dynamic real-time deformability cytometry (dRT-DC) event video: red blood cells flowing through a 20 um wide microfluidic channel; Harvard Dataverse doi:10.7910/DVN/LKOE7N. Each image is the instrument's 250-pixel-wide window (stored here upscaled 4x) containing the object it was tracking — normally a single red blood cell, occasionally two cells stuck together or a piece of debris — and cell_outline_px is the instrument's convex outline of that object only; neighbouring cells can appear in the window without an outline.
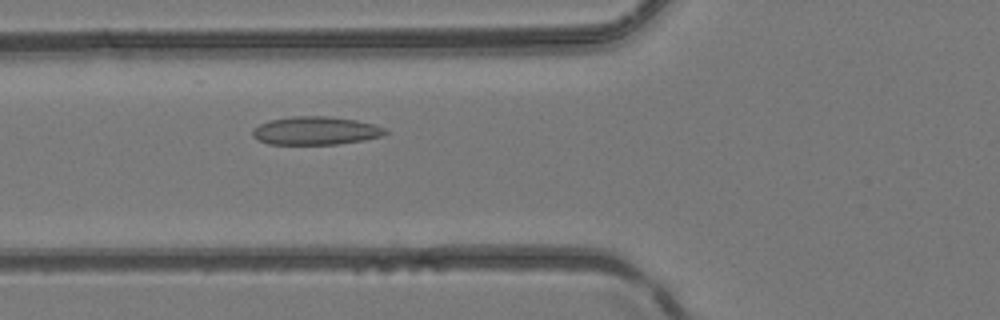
{"species": "common noctule bat (a hibernating species)", "species_latin": "Nyctalus noctula", "temperature_condition": "room temperature", "stored_images_in_passage": 40, "camera_frame_rate_fps": 3000, "um_per_image_px": 0.085, "animal": {"sex": "female", "body_mass_g": 24.6, "forearm_length_mm": 56.2}, "frame": {"image": 1, "passage_image": 14, "time_ms": 4.333, "image_size_px": [1000, 320], "cell_outline_px": [[388, 132], [380, 136], [364, 140], [336, 144], [268, 144], [256, 140], [252, 136], [252, 128], [268, 120], [292, 116], [328, 116], [356, 120], [372, 124], [384, 128]], "centroid_in_image_um": [26.76, 11.11], "position_along_channel_um": 99.0, "area_um2": 21.85}}
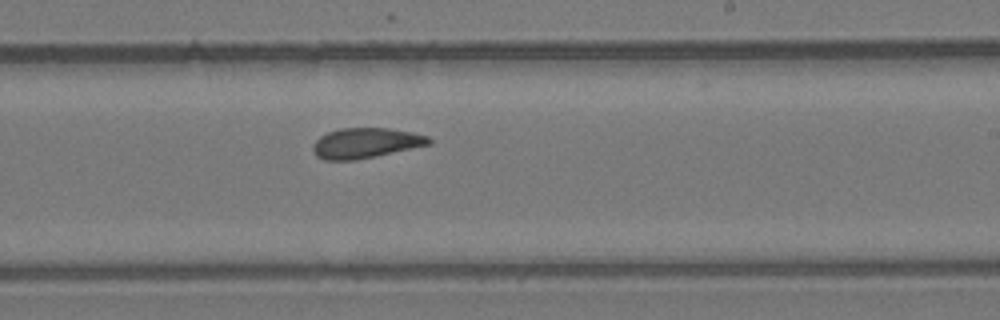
{"frame": {"image": 2, "passage_image": 25, "time_ms": 8.0, "image_size_px": [1000, 320], "cell_outline_px": [[432, 144], [376, 156], [356, 160], [324, 160], [316, 156], [312, 148], [312, 144], [320, 136], [328, 132], [340, 128], [388, 128], [412, 132], [428, 136], [432, 140]], "centroid_in_image_um": [31.08, 12.16], "position_along_channel_um": 257.9, "area_um2": 20.52}}
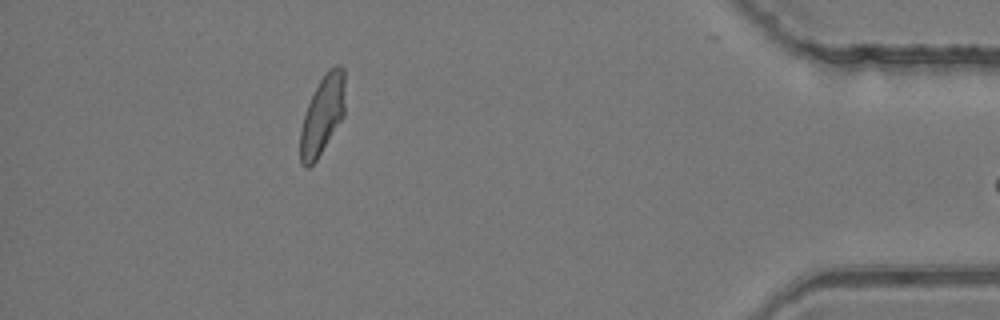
{"frame": {"image": 3, "passage_image": 39, "time_ms": 12.667, "image_size_px": [1000, 320], "cell_outline_px": [[344, 116], [316, 160], [308, 168], [304, 168], [300, 164], [300, 132], [304, 116], [308, 104], [320, 80], [328, 68], [336, 64], [340, 64], [344, 68]], "centroid_in_image_um": [27.41, 9.77], "position_along_channel_um": 407.8, "area_um2": 20.46}}